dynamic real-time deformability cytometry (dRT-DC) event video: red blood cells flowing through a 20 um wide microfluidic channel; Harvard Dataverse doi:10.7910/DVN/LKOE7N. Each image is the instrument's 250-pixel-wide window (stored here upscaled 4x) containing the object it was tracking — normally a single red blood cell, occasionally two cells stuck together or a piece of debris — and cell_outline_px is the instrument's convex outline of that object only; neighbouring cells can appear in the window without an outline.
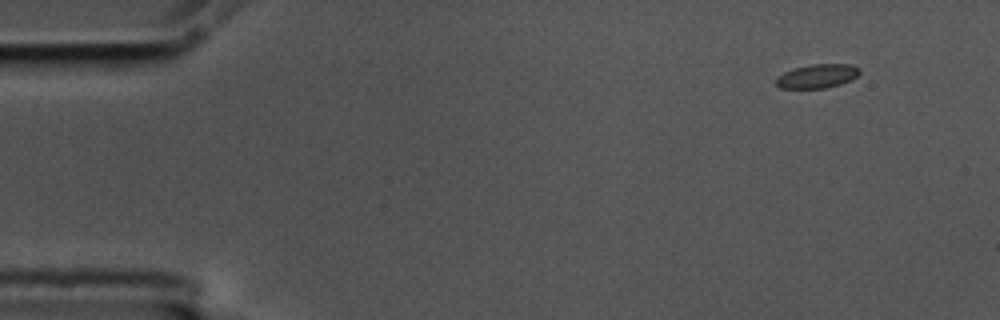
{"species": "common noctule bat (a hibernating species)", "species_latin": "Nyctalus noctula", "temperature_condition": "cold", "stored_images_in_passage": 53, "camera_frame_rate_fps": 3000, "um_per_image_px": 0.085, "animal": {"sex": "male", "body_mass_g": 17.5, "forearm_length_mm": 52.3}, "frame": {"image": 1, "passage_image": 1, "time_ms": 0.0, "image_size_px": [1000, 320], "cell_outline_px": [[860, 72], [852, 80], [840, 84], [824, 88], [780, 88], [776, 84], [776, 76], [784, 72], [796, 68], [812, 64], [852, 64], [860, 68]], "centroid_in_image_um": [69.48, 6.46], "position_along_channel_um": 15.5, "area_um2": 11.62}}
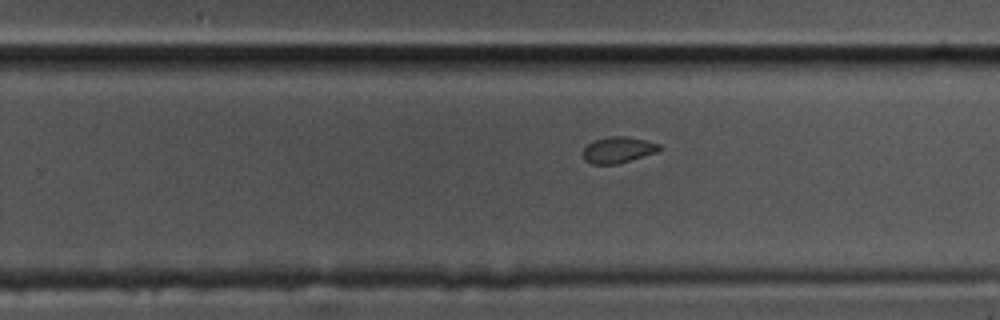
{"frame": {"image": 2, "passage_image": 32, "time_ms": 10.333, "image_size_px": [1000, 320], "cell_outline_px": [[664, 148], [656, 152], [616, 164], [592, 164], [584, 160], [584, 148], [588, 144], [596, 140], [612, 136], [624, 136], [648, 140], [660, 144]], "centroid_in_image_um": [52.58, 12.73], "position_along_channel_um": 277.2, "area_um2": 11.5}}
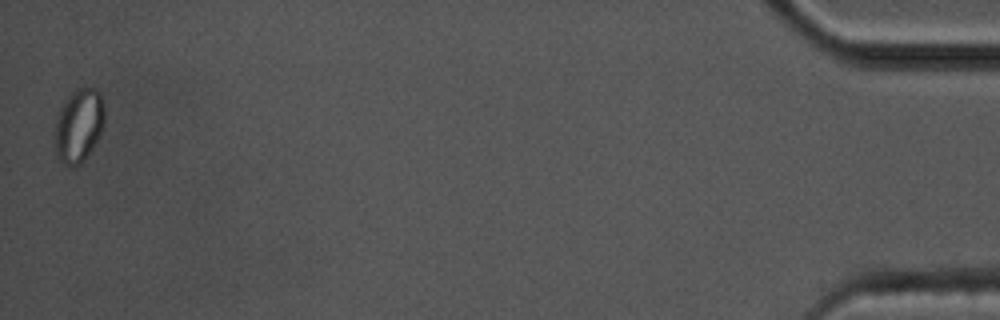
{"frame": {"image": 3, "passage_image": 53, "time_ms": 17.333, "image_size_px": [1000, 320], "cell_outline_px": [[104, 124], [92, 148], [84, 160], [80, 164], [72, 168], [64, 164], [56, 156], [52, 140], [56, 116], [60, 108], [68, 96], [76, 88], [84, 84], [96, 88], [100, 92], [104, 108]], "centroid_in_image_um": [6.65, 10.64], "position_along_channel_um": 428.6, "area_um2": 22.02}, "authors_computed_cell_mechanics": {"area_um2": 12.0224, "velocity_mm_per_s": 3.5044, "shape_relaxation_time_tau1_ms": 3.6657, "shape_relaxation_time_tau2_ms": 1.8296, "deformation_change_tau1": 0.1191, "deformation_change_tau2": 0.0462}}